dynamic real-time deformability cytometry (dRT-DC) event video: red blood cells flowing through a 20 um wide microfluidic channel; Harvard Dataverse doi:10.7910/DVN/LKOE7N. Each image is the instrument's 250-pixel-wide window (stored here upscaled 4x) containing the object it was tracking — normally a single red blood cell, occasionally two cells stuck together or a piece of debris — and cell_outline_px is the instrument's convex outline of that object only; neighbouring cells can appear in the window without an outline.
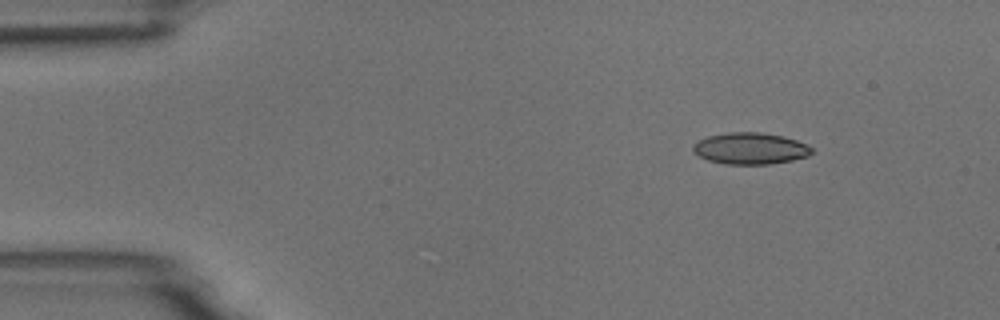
{"species": "common noctule bat (a hibernating species)", "species_latin": "Nyctalus noctula", "temperature_condition": "room temperature", "stored_images_in_passage": 3, "camera_frame_rate_fps": 3000, "um_per_image_px": 0.085, "animal": {"sex": "male", "body_mass_g": 18.8}, "frame": {"image": 1, "passage_image": 1, "time_ms": 0.0, "image_size_px": [1000, 320], "cell_outline_px": [[812, 152], [808, 156], [792, 160], [768, 164], [724, 164], [708, 160], [692, 152], [692, 144], [696, 140], [708, 136], [728, 132], [760, 132], [784, 136], [796, 140], [812, 148]], "centroid_in_image_um": [63.72, 12.61], "position_along_channel_um": 21.3, "area_um2": 21.91}}